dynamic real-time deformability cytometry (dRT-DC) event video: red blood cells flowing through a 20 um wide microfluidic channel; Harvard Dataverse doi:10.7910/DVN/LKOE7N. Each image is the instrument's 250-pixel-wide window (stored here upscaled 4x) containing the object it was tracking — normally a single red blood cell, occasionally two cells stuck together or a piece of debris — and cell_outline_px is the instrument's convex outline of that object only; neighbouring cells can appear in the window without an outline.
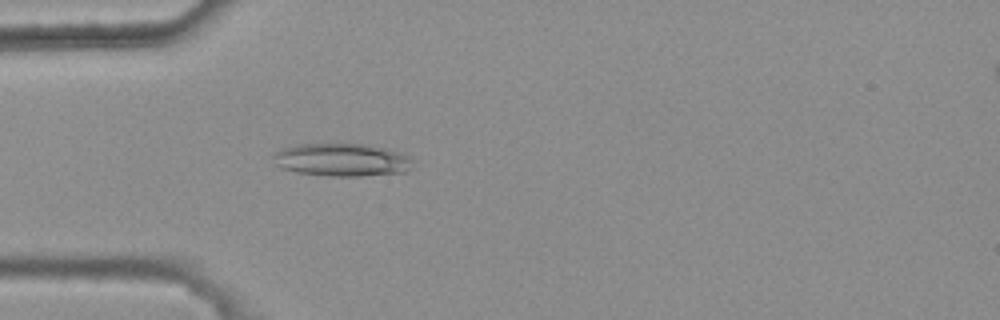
{"species": "common noctule bat (a hibernating species)", "species_latin": "Nyctalus noctula", "temperature_condition": "warm", "stored_images_in_passage": 4, "camera_frame_rate_fps": 3000, "um_per_image_px": 0.085, "animal": {"sex": "female", "body_mass_g": 25.1}, "frame": {"image": 1, "passage_image": 4, "time_ms": 1.0, "image_size_px": [1000, 320], "cell_outline_px": [[412, 160], [408, 168], [404, 172], [360, 176], [328, 176], [296, 172], [280, 168], [276, 164], [272, 156], [272, 152], [296, 144], [364, 144], [384, 148], [400, 152], [408, 156]], "centroid_in_image_um": [28.99, 13.58], "position_along_channel_um": 56.0, "area_um2": 26.65}}